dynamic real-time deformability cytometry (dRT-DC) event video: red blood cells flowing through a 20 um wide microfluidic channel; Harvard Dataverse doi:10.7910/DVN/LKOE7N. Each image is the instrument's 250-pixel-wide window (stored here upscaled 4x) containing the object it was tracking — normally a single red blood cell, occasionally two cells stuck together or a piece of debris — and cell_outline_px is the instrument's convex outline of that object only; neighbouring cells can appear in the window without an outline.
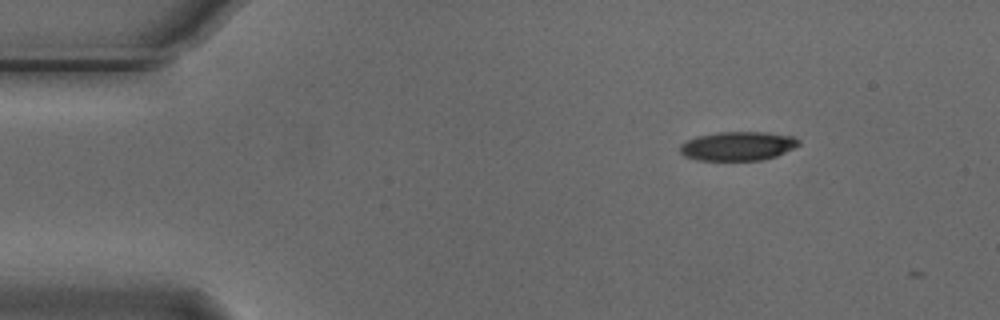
{"species": "Egyptian fruit bat (a non-hibernating species)", "species_latin": "Rousettus aegyptiacus", "temperature_condition": "cold", "stored_images_in_passage": 10, "camera_frame_rate_fps": 3000, "um_per_image_px": 0.085, "animal": {"sex": "male"}, "frame": {"image": 1, "passage_image": 1, "time_ms": 0.0, "image_size_px": [1000, 320], "cell_outline_px": [[800, 144], [776, 156], [760, 160], [696, 160], [684, 156], [680, 152], [680, 144], [696, 136], [720, 132], [764, 132], [792, 136], [800, 140]], "centroid_in_image_um": [62.69, 12.41], "position_along_channel_um": 22.3, "area_um2": 19.94}}
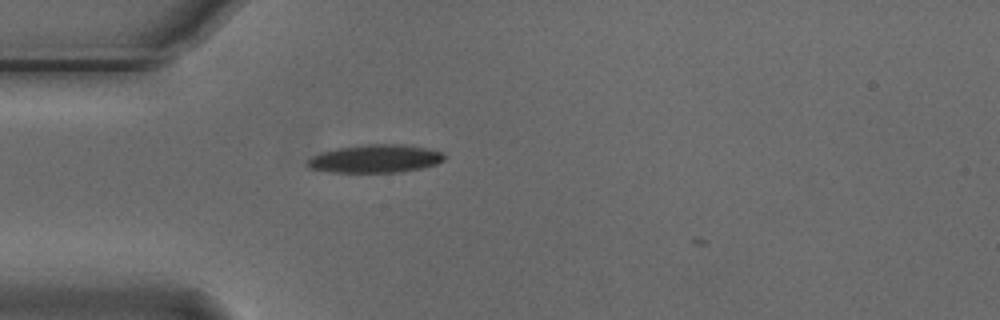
{"frame": {"image": 2, "passage_image": 9, "time_ms": 2.667, "image_size_px": [1000, 320], "cell_outline_px": [[444, 160], [436, 164], [420, 168], [400, 172], [328, 172], [308, 168], [308, 160], [312, 156], [320, 152], [336, 148], [368, 144], [404, 144], [444, 152]], "centroid_in_image_um": [31.88, 13.48], "position_along_channel_um": 53.1, "area_um2": 22.37}}